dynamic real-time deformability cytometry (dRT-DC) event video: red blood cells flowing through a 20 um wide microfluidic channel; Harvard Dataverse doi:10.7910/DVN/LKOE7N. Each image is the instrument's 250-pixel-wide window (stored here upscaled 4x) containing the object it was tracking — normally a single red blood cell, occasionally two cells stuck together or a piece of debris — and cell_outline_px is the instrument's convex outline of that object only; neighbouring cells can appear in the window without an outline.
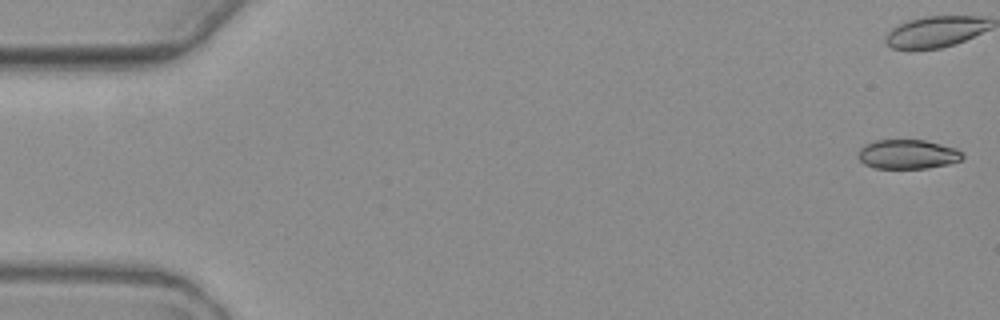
{"species": "common noctule bat (a hibernating species)", "species_latin": "Nyctalus noctula", "temperature_condition": "warm", "stored_images_in_passage": 6, "camera_frame_rate_fps": 3000, "um_per_image_px": 0.085, "animal": {"sex": "female", "body_mass_g": 19.3, "forearm_length_mm": 54.1}, "frame": {"image": 1, "passage_image": 1, "time_ms": 0.0, "image_size_px": [1000, 320], "cell_outline_px": [[964, 156], [960, 160], [948, 164], [928, 168], [876, 168], [864, 164], [856, 156], [860, 148], [864, 144], [872, 140], [924, 140], [956, 148], [964, 152]], "centroid_in_image_um": [77.13, 13.1], "position_along_channel_um": 7.9, "area_um2": 17.98}}